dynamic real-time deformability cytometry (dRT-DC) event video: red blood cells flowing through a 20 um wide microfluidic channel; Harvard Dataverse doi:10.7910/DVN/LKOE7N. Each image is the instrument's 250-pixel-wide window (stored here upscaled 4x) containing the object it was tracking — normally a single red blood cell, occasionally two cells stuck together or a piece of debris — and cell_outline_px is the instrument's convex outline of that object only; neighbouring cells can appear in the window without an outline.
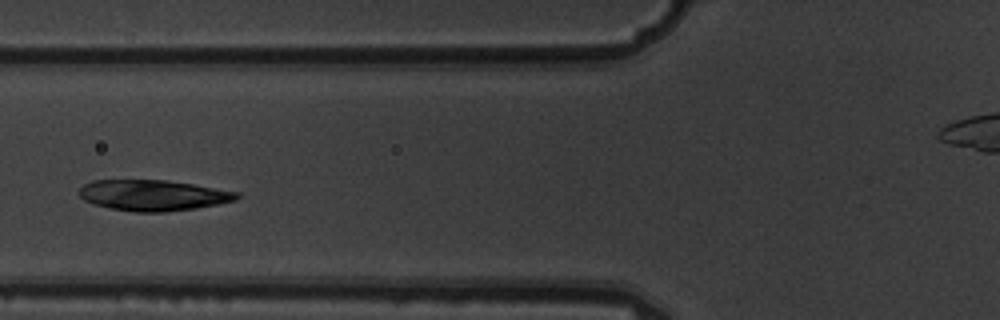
{"species": "common noctule bat (a hibernating species)", "species_latin": "Nyctalus noctula", "temperature_condition": "warm", "stored_images_in_passage": 4, "camera_frame_rate_fps": 3000, "um_per_image_px": 0.085, "animal": {"sex": "male", "body_mass_g": 19.5, "forearm_length_mm": 54.6}, "frame": {"image": 1, "passage_image": 4, "time_ms": 1.0, "image_size_px": [1000, 320], "cell_outline_px": [[240, 196], [236, 200], [196, 208], [164, 212], [136, 212], [112, 208], [92, 204], [84, 200], [80, 196], [80, 188], [84, 184], [92, 180], [168, 180], [240, 192]], "centroid_in_image_um": [13.01, 16.59], "position_along_channel_um": 112.8, "area_um2": 28.21}}